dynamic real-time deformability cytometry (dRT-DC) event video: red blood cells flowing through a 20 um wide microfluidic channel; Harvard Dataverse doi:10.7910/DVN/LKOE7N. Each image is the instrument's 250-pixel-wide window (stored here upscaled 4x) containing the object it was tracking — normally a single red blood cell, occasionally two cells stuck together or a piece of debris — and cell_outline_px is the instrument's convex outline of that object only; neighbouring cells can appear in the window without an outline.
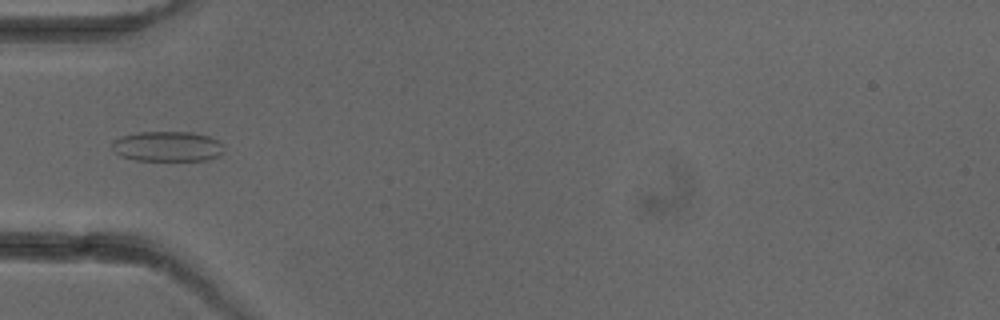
{"species": "common noctule bat (a hibernating species)", "species_latin": "Nyctalus noctula", "temperature_condition": "cold", "stored_images_in_passage": 4, "camera_frame_rate_fps": 3000, "um_per_image_px": 0.085, "animal": {"sex": "female"}, "frame": {"image": 1, "passage_image": 3, "time_ms": 3.333, "image_size_px": [1000, 320], "cell_outline_px": [[224, 152], [220, 156], [208, 160], [136, 160], [120, 156], [112, 148], [112, 140], [120, 136], [140, 132], [192, 132], [208, 136], [224, 144]], "centroid_in_image_um": [14.25, 12.44], "position_along_channel_um": 70.8, "area_um2": 19.83}}